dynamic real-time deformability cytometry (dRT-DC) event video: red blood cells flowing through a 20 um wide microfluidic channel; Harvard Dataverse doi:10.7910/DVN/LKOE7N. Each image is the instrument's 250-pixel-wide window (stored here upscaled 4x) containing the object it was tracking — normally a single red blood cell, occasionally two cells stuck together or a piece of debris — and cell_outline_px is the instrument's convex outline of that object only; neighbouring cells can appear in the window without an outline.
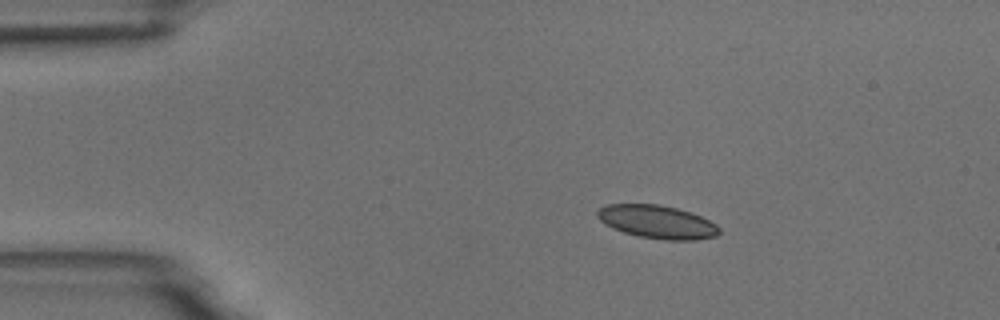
{"species": "common noctule bat (a hibernating species)", "species_latin": "Nyctalus noctula", "temperature_condition": "room temperature", "stored_images_in_passage": 3, "camera_frame_rate_fps": 3000, "um_per_image_px": 0.085, "animal": {"sex": "male", "body_mass_g": 18.8}, "frame": {"image": 1, "passage_image": 1, "time_ms": 0.0, "image_size_px": [1000, 320], "cell_outline_px": [[720, 232], [716, 236], [696, 240], [664, 240], [640, 236], [624, 232], [612, 228], [604, 224], [596, 216], [596, 212], [600, 208], [608, 204], [660, 204], [692, 212], [716, 224], [720, 228]], "centroid_in_image_um": [55.86, 18.86], "position_along_channel_um": 29.1, "area_um2": 23.64}}